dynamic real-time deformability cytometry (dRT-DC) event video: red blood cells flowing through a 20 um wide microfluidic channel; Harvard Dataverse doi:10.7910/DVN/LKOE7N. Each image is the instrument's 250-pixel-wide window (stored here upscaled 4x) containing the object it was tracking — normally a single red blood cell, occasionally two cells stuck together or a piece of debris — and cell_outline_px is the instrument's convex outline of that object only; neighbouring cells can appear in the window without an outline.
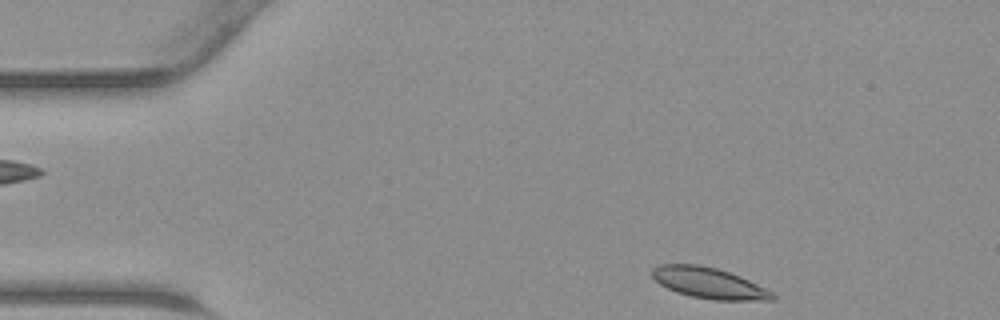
{"species": "common noctule bat (a hibernating species)", "species_latin": "Nyctalus noctula", "temperature_condition": "warm", "stored_images_in_passage": 33, "camera_frame_rate_fps": 3000, "um_per_image_px": 0.085, "animal": {"sex": "male", "body_mass_g": 23.1, "forearm_length_mm": 52.7}, "frame": {"image": 1, "passage_image": 1, "time_ms": 0.0, "image_size_px": [1000, 320], "cell_outline_px": [[776, 296], [772, 300], [712, 300], [692, 296], [676, 292], [660, 284], [652, 276], [652, 268], [660, 264], [700, 264], [716, 268], [740, 276], [772, 292]], "centroid_in_image_um": [60.23, 24.05], "position_along_channel_um": 24.8, "area_um2": 21.44}}
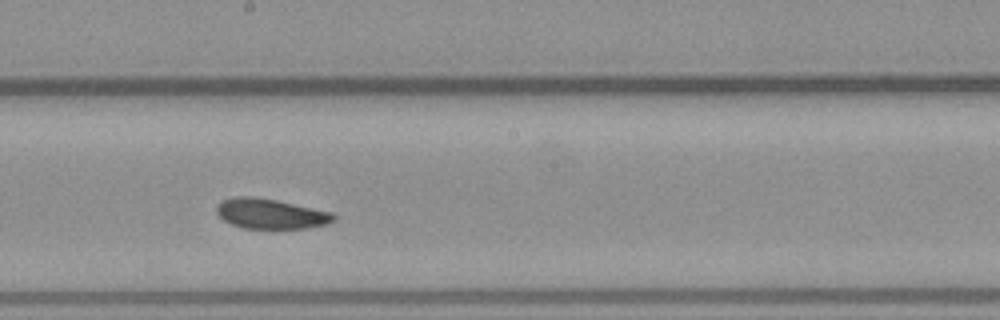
{"frame": {"image": 2, "passage_image": 19, "time_ms": 6.0, "image_size_px": [1000, 320], "cell_outline_px": [[336, 216], [328, 224], [308, 228], [244, 228], [232, 224], [224, 220], [216, 212], [216, 208], [220, 200], [236, 196], [256, 196], [276, 200], [332, 212]], "centroid_in_image_um": [22.98, 18.16], "position_along_channel_um": 225.2, "area_um2": 20.46}}
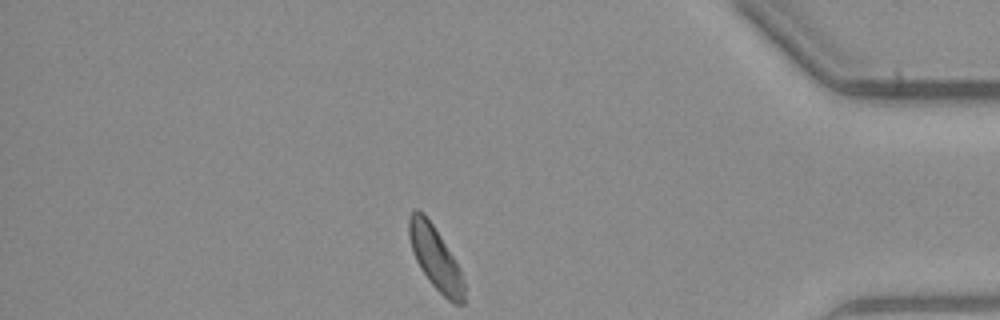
{"frame": {"image": 3, "passage_image": 33, "time_ms": 10.667, "image_size_px": [1000, 320], "cell_outline_px": [[464, 304], [452, 304], [428, 280], [420, 268], [416, 260], [408, 236], [408, 216], [416, 208], [424, 212], [432, 224], [460, 268], [464, 280]], "centroid_in_image_um": [37.0, 21.93], "position_along_channel_um": 398.2, "area_um2": 20.11}}